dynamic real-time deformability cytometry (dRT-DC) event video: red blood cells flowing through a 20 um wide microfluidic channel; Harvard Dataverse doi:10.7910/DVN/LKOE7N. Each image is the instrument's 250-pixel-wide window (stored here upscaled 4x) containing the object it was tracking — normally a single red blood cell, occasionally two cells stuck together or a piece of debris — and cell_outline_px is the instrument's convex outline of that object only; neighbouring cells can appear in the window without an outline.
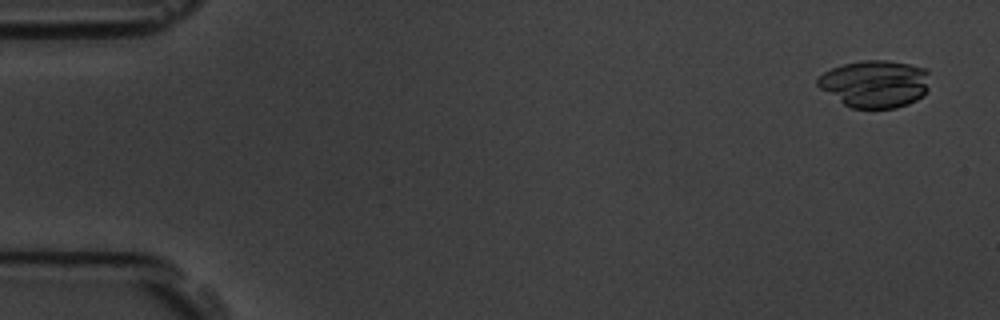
{"species": "common noctule bat (a hibernating species)", "species_latin": "Nyctalus noctula", "temperature_condition": "room temperature", "stored_images_in_passage": 4, "camera_frame_rate_fps": 3000, "um_per_image_px": 0.085, "animal": {"sex": "male", "body_mass_g": 19.5, "forearm_length_mm": 54.6}, "frame": {"image": 1, "passage_image": 1, "time_ms": 0.0, "image_size_px": [1000, 320], "cell_outline_px": [[928, 88], [924, 96], [908, 104], [896, 108], [852, 108], [844, 104], [820, 88], [816, 84], [816, 76], [832, 68], [844, 64], [864, 60], [888, 60], [928, 68]], "centroid_in_image_um": [74.38, 7.11], "position_along_channel_um": 10.6, "area_um2": 31.1}}